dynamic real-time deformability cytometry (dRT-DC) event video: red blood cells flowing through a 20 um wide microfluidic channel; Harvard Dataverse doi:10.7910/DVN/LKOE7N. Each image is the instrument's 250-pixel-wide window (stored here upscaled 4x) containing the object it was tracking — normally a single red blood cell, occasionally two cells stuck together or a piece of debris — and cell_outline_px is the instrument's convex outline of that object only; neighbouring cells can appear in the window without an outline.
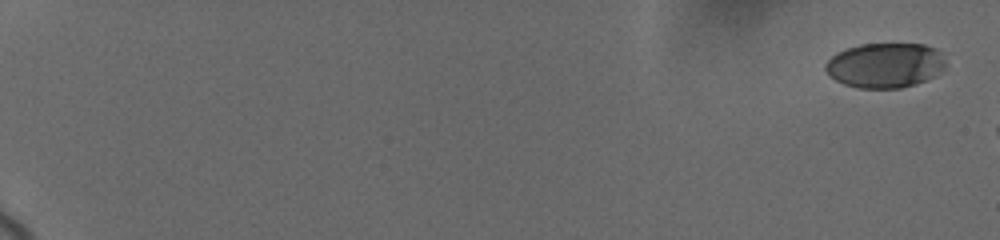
{"species": "human", "species_latin": "Homo sapiens", "temperature_condition": "cold", "stored_images_in_passage": 4, "camera_frame_rate_fps": 3000, "um_per_image_px": 0.085, "donor": {"sex": "female"}, "frame": {"image": 1, "passage_image": 1, "time_ms": 0.0, "image_size_px": [1000, 240], "cell_outline_px": [[948, 64], [936, 76], [916, 84], [900, 88], [856, 88], [844, 84], [828, 76], [824, 68], [824, 64], [836, 52], [860, 44], [924, 44], [936, 48], [940, 52]], "centroid_in_image_um": [75.24, 5.55], "position_along_channel_um": 9.8, "area_um2": 31.85}}